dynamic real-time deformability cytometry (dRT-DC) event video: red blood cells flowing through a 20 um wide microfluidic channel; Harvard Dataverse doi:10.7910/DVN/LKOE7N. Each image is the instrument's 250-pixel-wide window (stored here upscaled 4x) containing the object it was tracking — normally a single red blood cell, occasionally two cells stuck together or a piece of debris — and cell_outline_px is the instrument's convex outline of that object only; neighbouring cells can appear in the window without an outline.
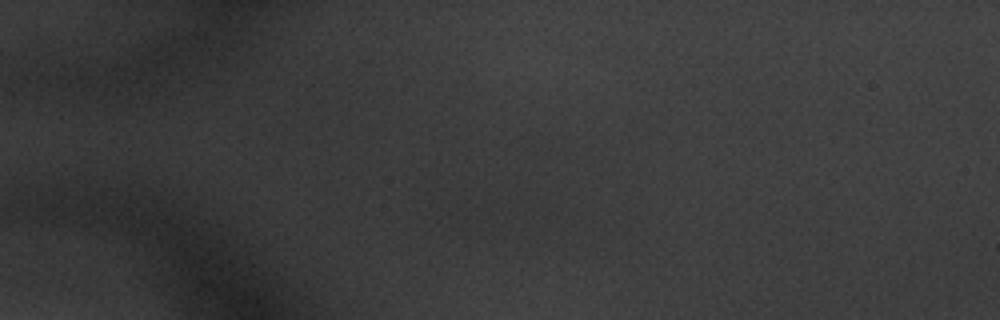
{"species": "common noctule bat (a hibernating species)", "species_latin": "Nyctalus noctula", "temperature_condition": "warm", "stored_images_in_passage": 2, "camera_frame_rate_fps": 3000, "um_per_image_px": 0.085, "animal": {"sex": "male", "body_mass_g": 20.1, "forearm_length_mm": 53.5}, "frame": {"image": 1, "passage_image": 1, "time_ms": 0.0, "image_size_px": [1000, 320], "cell_outline_px": [[488, 224], [440, 236], [420, 236], [420, 212], [460, 196], [488, 220]], "centroid_in_image_um": [38.26, 18.56], "position_along_channel_um": 46.7, "area_um2": 12.83}}